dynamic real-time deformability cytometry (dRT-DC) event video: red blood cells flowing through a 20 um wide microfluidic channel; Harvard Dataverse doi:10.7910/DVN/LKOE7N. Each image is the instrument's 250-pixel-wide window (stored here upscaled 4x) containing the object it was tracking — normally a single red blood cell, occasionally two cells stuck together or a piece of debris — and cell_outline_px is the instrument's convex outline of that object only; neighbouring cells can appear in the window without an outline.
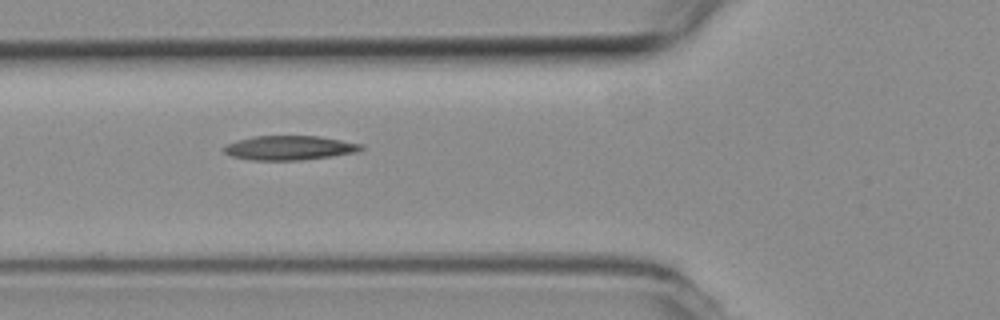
{"species": "common noctule bat (a hibernating species)", "species_latin": "Nyctalus noctula", "temperature_condition": "room temperature", "stored_images_in_passage": 4, "camera_frame_rate_fps": 3000, "um_per_image_px": 0.085, "animal": {"sex": "female", "body_mass_g": 19.3, "forearm_length_mm": 54.1}, "frame": {"image": 1, "passage_image": 3, "time_ms": 0.667, "image_size_px": [1000, 320], "cell_outline_px": [[364, 148], [356, 152], [300, 160], [252, 160], [232, 156], [224, 152], [220, 148], [224, 144], [252, 136], [316, 136], [340, 140], [360, 144]], "centroid_in_image_um": [24.5, 12.56], "position_along_channel_um": 101.3, "area_um2": 19.25}}
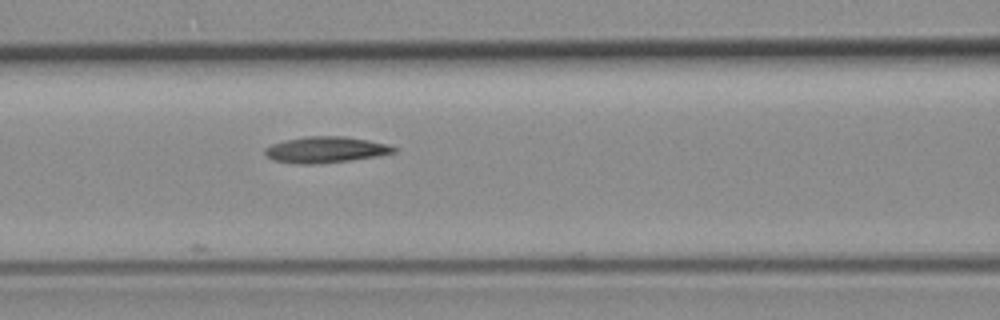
{"frame": {"image": 2, "passage_image": 4, "time_ms": 1.0, "image_size_px": [1000, 320], "cell_outline_px": [[396, 152], [376, 156], [348, 160], [316, 164], [296, 164], [272, 160], [264, 152], [264, 148], [272, 144], [284, 140], [304, 136], [344, 136], [368, 140], [388, 144], [396, 148]], "centroid_in_image_um": [27.64, 12.72], "position_along_channel_um": 139.0, "area_um2": 19.59}}